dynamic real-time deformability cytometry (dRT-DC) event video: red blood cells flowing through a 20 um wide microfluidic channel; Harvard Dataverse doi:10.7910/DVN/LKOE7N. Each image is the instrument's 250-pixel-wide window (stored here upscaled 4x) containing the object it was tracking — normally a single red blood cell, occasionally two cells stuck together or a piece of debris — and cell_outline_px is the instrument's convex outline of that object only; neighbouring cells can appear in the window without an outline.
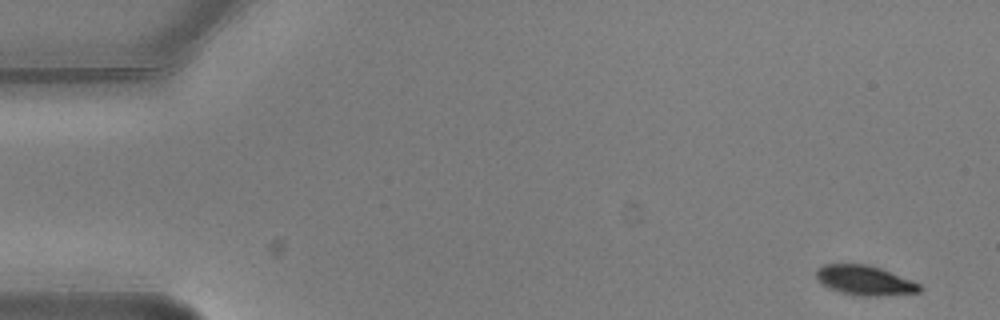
{"species": "common noctule bat (a hibernating species)", "species_latin": "Nyctalus noctula", "temperature_condition": "warm", "stored_images_in_passage": 5, "camera_frame_rate_fps": 3000, "um_per_image_px": 0.085, "animal": {"sex": "male", "body_mass_g": 20.5, "forearm_length_mm": 52.5}, "frame": {"image": 1, "passage_image": 1, "time_ms": 0.0, "image_size_px": [1000, 320], "cell_outline_px": [[924, 288], [920, 292], [876, 296], [860, 296], [840, 292], [828, 288], [820, 284], [816, 280], [816, 268], [824, 264], [868, 264], [880, 268], [912, 280], [920, 284]], "centroid_in_image_um": [73.47, 23.83], "position_along_channel_um": 11.5, "area_um2": 18.09}}
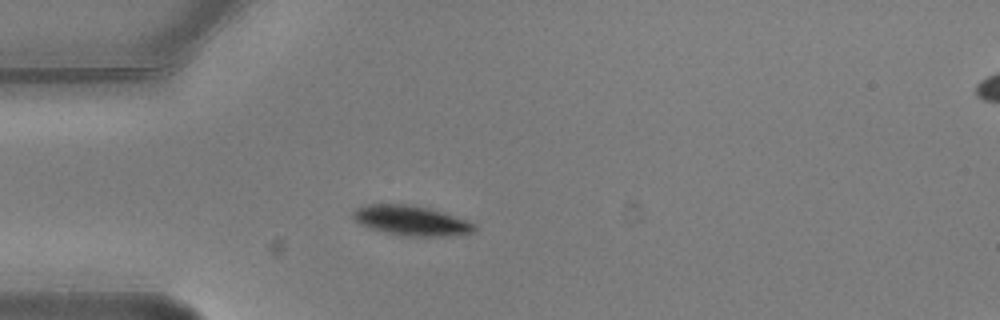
{"frame": {"image": 2, "passage_image": 4, "time_ms": 1.0, "image_size_px": [1000, 320], "cell_outline_px": [[476, 228], [472, 232], [444, 236], [400, 236], [384, 232], [360, 224], [352, 216], [352, 212], [356, 208], [368, 204], [404, 204], [428, 208], [476, 224]], "centroid_in_image_um": [34.89, 18.75], "position_along_channel_um": 50.1, "area_um2": 20.69}}